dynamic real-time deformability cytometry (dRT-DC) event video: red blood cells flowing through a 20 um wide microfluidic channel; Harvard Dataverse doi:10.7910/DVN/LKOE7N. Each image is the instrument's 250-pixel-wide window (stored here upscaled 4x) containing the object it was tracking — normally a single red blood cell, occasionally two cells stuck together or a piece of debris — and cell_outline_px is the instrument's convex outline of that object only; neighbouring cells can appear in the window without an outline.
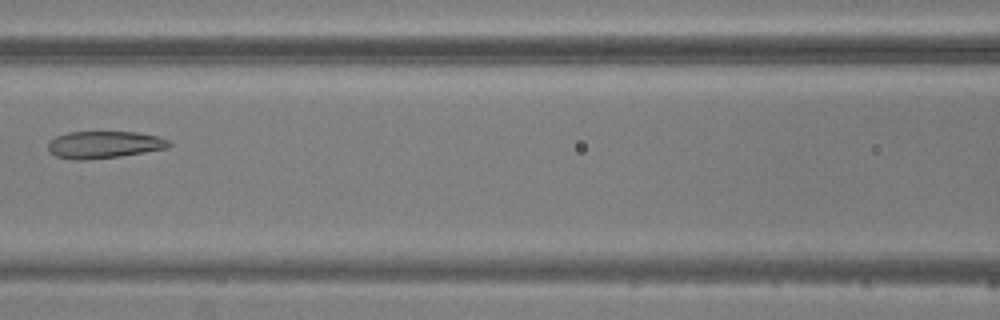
{"species": "common noctule bat (a hibernating species)", "species_latin": "Nyctalus noctula", "temperature_condition": "warm", "stored_images_in_passage": 6, "camera_frame_rate_fps": 3000, "um_per_image_px": 0.085, "animal": {"sex": "male", "body_mass_g": 20.5, "forearm_length_mm": 52.5}, "frame": {"image": 1, "passage_image": 6, "time_ms": 7.0, "image_size_px": [1000, 320], "cell_outline_px": [[172, 144], [168, 148], [120, 156], [84, 160], [72, 160], [56, 156], [48, 148], [48, 144], [56, 136], [68, 132], [136, 132], [156, 136], [168, 140]], "centroid_in_image_um": [8.85, 12.3], "position_along_channel_um": 157.7, "area_um2": 18.96}}